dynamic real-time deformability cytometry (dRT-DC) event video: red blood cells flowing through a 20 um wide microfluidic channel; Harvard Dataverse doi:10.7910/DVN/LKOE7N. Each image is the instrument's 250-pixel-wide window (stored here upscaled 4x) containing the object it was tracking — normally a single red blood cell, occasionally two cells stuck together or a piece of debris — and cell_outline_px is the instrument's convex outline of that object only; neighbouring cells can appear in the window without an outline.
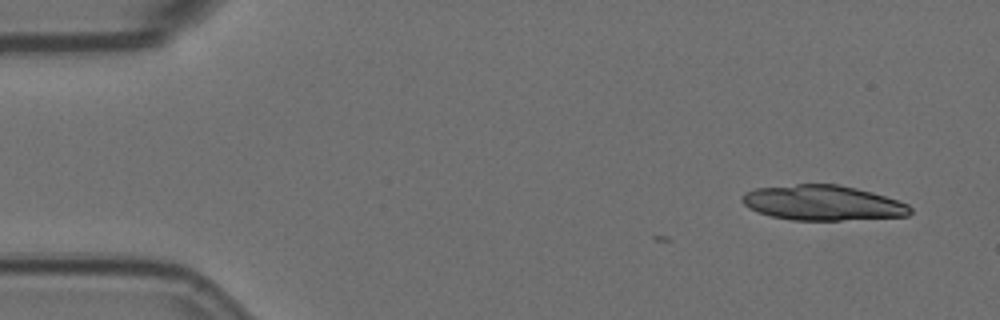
{"species": "Egyptian fruit bat (a non-hibernating species)", "species_latin": "Rousettus aegyptiacus", "temperature_condition": "room temperature", "stored_images_in_passage": 3, "camera_frame_rate_fps": 3000, "um_per_image_px": 0.085, "animal": {"sex": "female"}, "frame": {"image": 1, "passage_image": 1, "time_ms": 0.0, "image_size_px": [1000, 320], "cell_outline_px": [[912, 212], [908, 216], [840, 220], [792, 220], [772, 216], [748, 208], [740, 200], [740, 196], [744, 192], [756, 188], [796, 184], [836, 184], [856, 188], [872, 192], [908, 204], [912, 208]], "centroid_in_image_um": [69.91, 17.24], "position_along_channel_um": 15.1, "area_um2": 34.33}}